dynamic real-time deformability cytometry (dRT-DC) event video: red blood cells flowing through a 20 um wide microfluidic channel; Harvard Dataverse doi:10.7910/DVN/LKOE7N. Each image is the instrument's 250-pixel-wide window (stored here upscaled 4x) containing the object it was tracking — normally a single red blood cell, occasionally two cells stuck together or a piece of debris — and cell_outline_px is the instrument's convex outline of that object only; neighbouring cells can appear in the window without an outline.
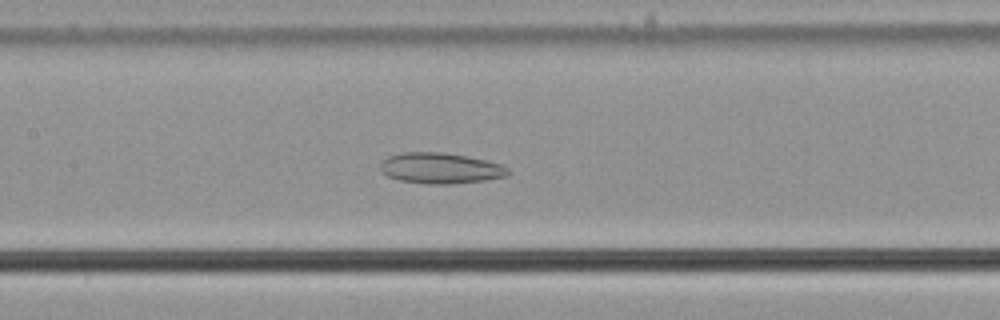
{"species": "common noctule bat (a hibernating species)", "species_latin": "Nyctalus noctula", "temperature_condition": "cold", "stored_images_in_passage": 52, "camera_frame_rate_fps": 3000, "um_per_image_px": 0.085, "animal": {"sex": "male", "body_mass_g": 21.5, "forearm_length_mm": 52.0}, "frame": {"image": 1, "passage_image": 22, "time_ms": 7.0, "image_size_px": [1000, 320], "cell_outline_px": [[512, 172], [508, 176], [484, 180], [452, 184], [428, 184], [400, 180], [388, 176], [380, 172], [380, 164], [388, 156], [400, 152], [440, 152], [468, 156], [500, 164], [508, 168]], "centroid_in_image_um": [37.43, 14.29], "position_along_channel_um": 170.0, "area_um2": 23.0}}
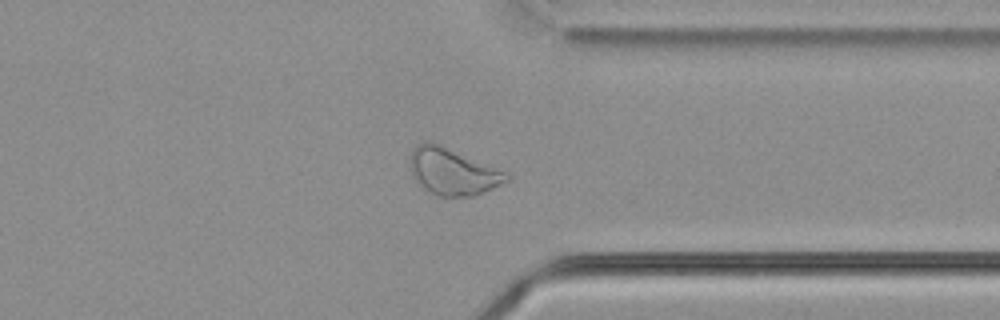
{"frame": {"image": 2, "passage_image": 39, "time_ms": 12.667, "image_size_px": [1000, 320], "cell_outline_px": [[512, 176], [508, 180], [484, 192], [472, 196], [436, 196], [428, 192], [412, 176], [408, 160], [416, 144], [424, 140], [436, 144], [508, 172]], "centroid_in_image_um": [38.45, 14.6], "position_along_channel_um": 373.0, "area_um2": 26.01}}
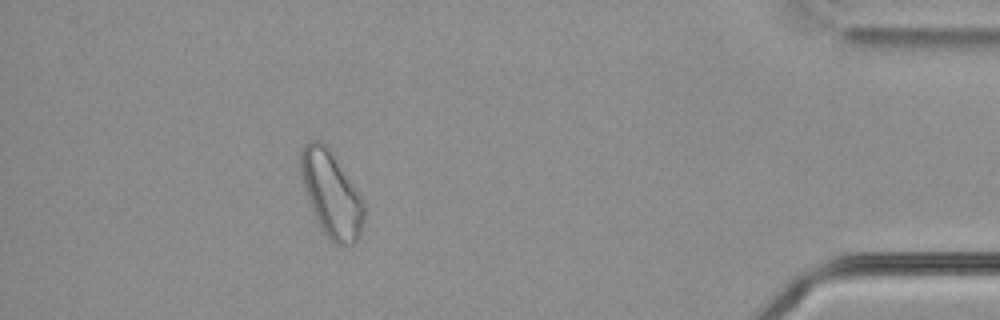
{"frame": {"image": 3, "passage_image": 46, "time_ms": 15.0, "image_size_px": [1000, 320], "cell_outline_px": [[364, 220], [360, 236], [356, 244], [332, 244], [324, 232], [308, 200], [300, 176], [300, 148], [308, 140], [320, 140], [332, 152], [360, 196], [364, 204]], "centroid_in_image_um": [28.15, 16.49], "position_along_channel_um": 407.1, "area_um2": 31.33}}